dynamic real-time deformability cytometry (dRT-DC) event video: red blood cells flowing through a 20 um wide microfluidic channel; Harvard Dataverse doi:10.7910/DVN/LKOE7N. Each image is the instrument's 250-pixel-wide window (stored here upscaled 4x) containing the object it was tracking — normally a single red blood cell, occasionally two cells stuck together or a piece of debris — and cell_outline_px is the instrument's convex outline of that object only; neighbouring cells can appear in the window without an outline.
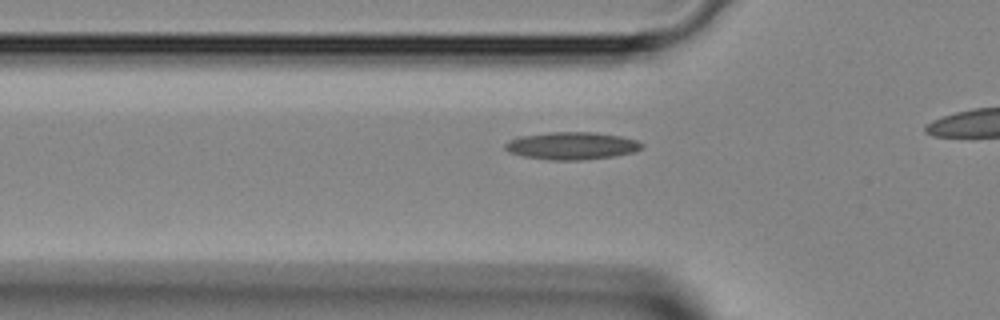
{"species": "Egyptian fruit bat (a non-hibernating species)", "species_latin": "Rousettus aegyptiacus", "temperature_condition": "room temperature", "stored_images_in_passage": 9, "camera_frame_rate_fps": 3000, "um_per_image_px": 0.085, "animal": {"sex": "female"}, "frame": {"image": 1, "passage_image": 4, "time_ms": 1.0, "image_size_px": [1000, 320], "cell_outline_px": [[644, 148], [632, 152], [612, 156], [580, 160], [552, 160], [524, 156], [508, 152], [504, 148], [504, 144], [508, 140], [516, 136], [548, 132], [596, 132], [620, 136], [636, 140], [644, 144]], "centroid_in_image_um": [48.56, 12.38], "position_along_channel_um": 77.2, "area_um2": 22.02}}
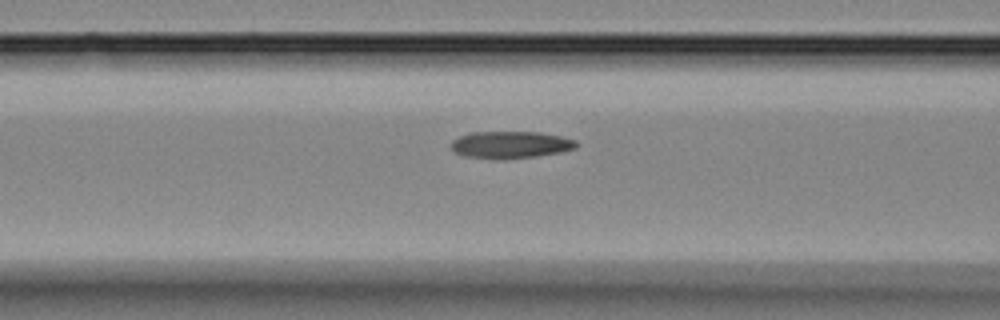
{"frame": {"image": 2, "passage_image": 7, "time_ms": 2.0, "image_size_px": [1000, 320], "cell_outline_px": [[580, 144], [576, 148], [560, 152], [536, 156], [504, 160], [496, 160], [464, 156], [452, 152], [448, 144], [452, 140], [468, 132], [540, 132], [560, 136], [576, 140]], "centroid_in_image_um": [43.34, 12.31], "position_along_channel_um": 123.3, "area_um2": 20.29}}